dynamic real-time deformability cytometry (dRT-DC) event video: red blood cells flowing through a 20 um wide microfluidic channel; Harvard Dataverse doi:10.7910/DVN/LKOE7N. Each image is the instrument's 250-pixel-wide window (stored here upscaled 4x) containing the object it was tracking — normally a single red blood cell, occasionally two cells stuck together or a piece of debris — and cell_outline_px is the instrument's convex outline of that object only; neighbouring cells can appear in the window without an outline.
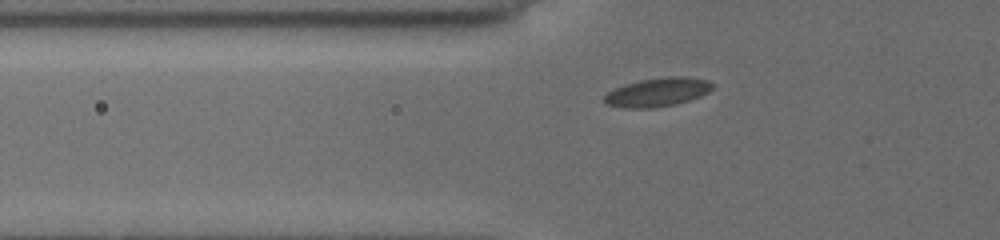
{"species": "common noctule bat (a hibernating species)", "species_latin": "Nyctalus noctula", "temperature_condition": "cold", "stored_images_in_passage": 11, "segment_of_instrument_passage": [2, 2], "camera_frame_rate_fps": 3000, "um_per_image_px": 0.085, "animal": {"sex": "female", "body_mass_g": 19.5, "forearm_length_mm": 54.1}, "frame": {"image": 1, "passage_image": 11, "time_ms": 9.0, "image_size_px": [1000, 240], "cell_outline_px": [[712, 88], [708, 92], [700, 96], [676, 104], [652, 108], [628, 108], [608, 104], [604, 100], [604, 96], [608, 92], [624, 84], [640, 80], [668, 76], [688, 76], [708, 80], [712, 84]], "centroid_in_image_um": [55.91, 7.82], "position_along_channel_um": 69.9, "area_um2": 17.98}}